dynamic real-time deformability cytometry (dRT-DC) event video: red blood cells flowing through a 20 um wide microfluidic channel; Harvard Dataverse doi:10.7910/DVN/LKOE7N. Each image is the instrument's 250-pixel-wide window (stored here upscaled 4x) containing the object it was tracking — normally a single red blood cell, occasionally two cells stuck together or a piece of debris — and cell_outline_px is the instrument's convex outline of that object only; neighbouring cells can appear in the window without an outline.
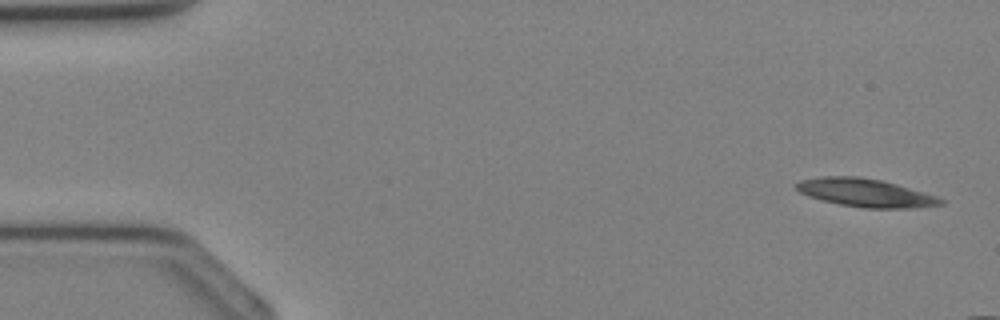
{"species": "Egyptian fruit bat (a non-hibernating species)", "species_latin": "Rousettus aegyptiacus", "temperature_condition": "cold", "stored_images_in_passage": 9, "camera_frame_rate_fps": 3000, "um_per_image_px": 0.085, "animal": {"sex": "female"}, "frame": {"image": 1, "passage_image": 2, "time_ms": 0.333, "image_size_px": [1000, 320], "cell_outline_px": [[944, 204], [916, 208], [864, 208], [840, 204], [820, 200], [808, 196], [800, 192], [796, 188], [796, 184], [800, 180], [820, 176], [860, 176], [880, 180], [896, 184], [936, 196], [944, 200]], "centroid_in_image_um": [73.54, 16.39], "position_along_channel_um": 11.5, "area_um2": 23.64}}